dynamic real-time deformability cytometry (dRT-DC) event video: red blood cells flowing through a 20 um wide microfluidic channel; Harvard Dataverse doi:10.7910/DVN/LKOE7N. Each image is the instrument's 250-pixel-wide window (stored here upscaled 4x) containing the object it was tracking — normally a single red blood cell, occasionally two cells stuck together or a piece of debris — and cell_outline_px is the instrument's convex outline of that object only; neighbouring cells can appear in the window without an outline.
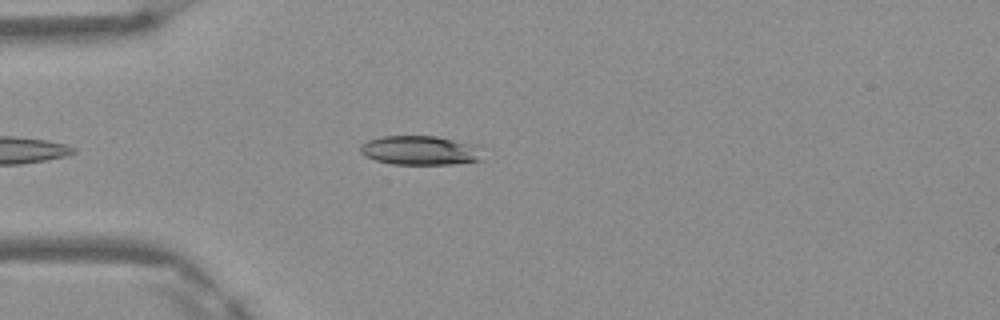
{"species": "Egyptian fruit bat (a non-hibernating species)", "species_latin": "Rousettus aegyptiacus", "temperature_condition": "warm", "stored_images_in_passage": 36, "camera_frame_rate_fps": 3000, "um_per_image_px": 0.085, "frame": {"image": 1, "passage_image": 3, "time_ms": 0.667, "image_size_px": [1000, 320], "cell_outline_px": [[484, 160], [452, 164], [392, 164], [376, 160], [364, 156], [360, 152], [360, 144], [368, 140], [384, 136], [436, 136], [476, 144]], "centroid_in_image_um": [35.71, 12.78], "position_along_channel_um": 49.3, "area_um2": 20.92}}
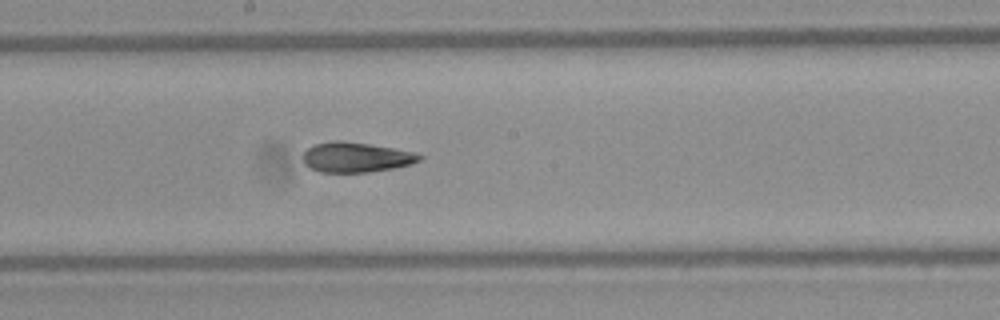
{"frame": {"image": 2, "passage_image": 16, "time_ms": 5.0, "image_size_px": [1000, 320], "cell_outline_px": [[424, 156], [420, 160], [412, 164], [392, 168], [368, 172], [320, 172], [308, 168], [304, 164], [304, 152], [312, 144], [332, 140], [340, 140], [368, 144], [416, 152]], "centroid_in_image_um": [30.24, 13.36], "position_along_channel_um": 218.0, "area_um2": 20.46}}
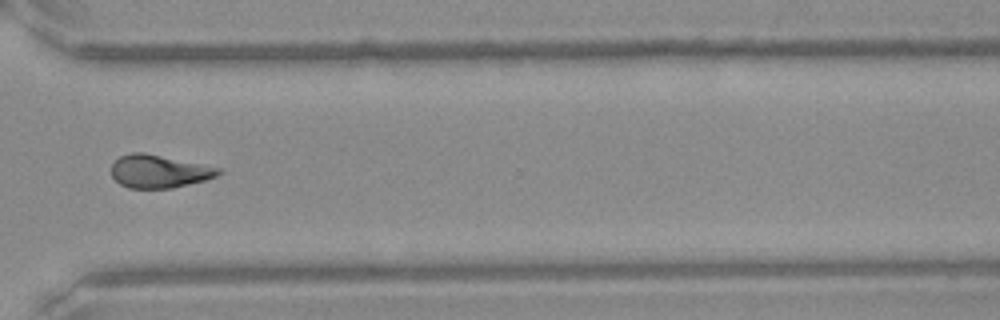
{"frame": {"image": 3, "passage_image": 26, "time_ms": 8.333, "image_size_px": [1000, 320], "cell_outline_px": [[224, 172], [216, 176], [204, 180], [172, 188], [128, 188], [120, 184], [112, 176], [112, 164], [120, 156], [132, 152], [144, 152], [224, 168]], "centroid_in_image_um": [13.56, 14.55], "position_along_channel_um": 357.0, "area_um2": 20.69}, "authors_computed_cell_mechanics": {"area_um2": 20.4901, "velocity_mm_per_s": 4.1797, "shape_relaxation_time_tau1_ms": null, "shape_relaxation_time_tau2_ms": 3.1097, "deformation_change_tau1": null, "deformation_change_tau2": 0.0987}}